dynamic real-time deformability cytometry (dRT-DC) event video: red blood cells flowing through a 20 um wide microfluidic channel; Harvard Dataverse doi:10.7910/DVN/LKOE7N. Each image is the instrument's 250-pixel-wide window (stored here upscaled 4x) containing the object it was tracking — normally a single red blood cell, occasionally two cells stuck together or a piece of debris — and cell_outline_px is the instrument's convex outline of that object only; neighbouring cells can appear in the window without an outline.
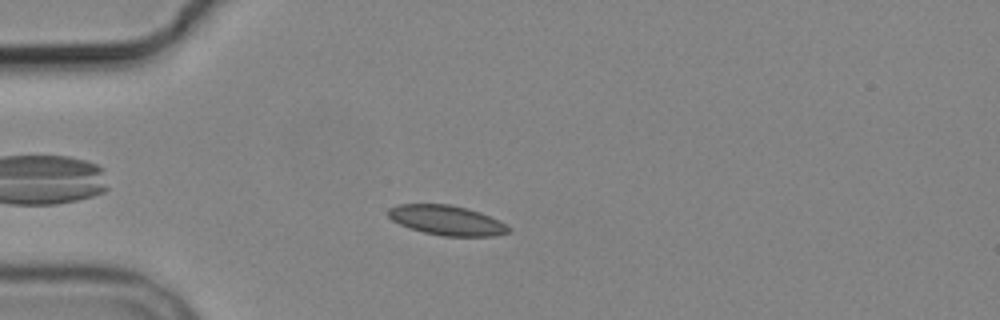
{"species": "common noctule bat (a hibernating species)", "species_latin": "Nyctalus noctula", "temperature_condition": "cold", "stored_images_in_passage": 5, "camera_frame_rate_fps": 3000, "um_per_image_px": 0.085, "animal": {"sex": "male", "body_mass_g": 19.2, "forearm_length_mm": 51.8}, "frame": {"image": 1, "passage_image": 3, "time_ms": 2.667, "image_size_px": [1000, 320], "cell_outline_px": [[512, 232], [492, 236], [444, 236], [424, 232], [400, 224], [392, 220], [388, 216], [388, 208], [396, 204], [448, 204], [480, 212], [500, 220], [512, 228]], "centroid_in_image_um": [38.01, 18.72], "position_along_channel_um": 47.0, "area_um2": 20.87}}
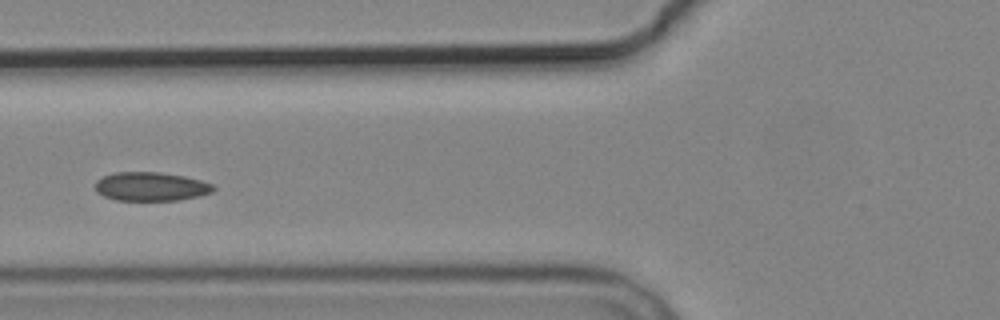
{"frame": {"image": 2, "passage_image": 5, "time_ms": 5.0, "image_size_px": [1000, 320], "cell_outline_px": [[216, 188], [212, 192], [200, 196], [180, 200], [116, 200], [104, 196], [96, 192], [96, 180], [104, 176], [116, 172], [156, 172], [184, 176], [200, 180], [212, 184]], "centroid_in_image_um": [12.84, 15.86], "position_along_channel_um": 113.0, "area_um2": 19.77}}